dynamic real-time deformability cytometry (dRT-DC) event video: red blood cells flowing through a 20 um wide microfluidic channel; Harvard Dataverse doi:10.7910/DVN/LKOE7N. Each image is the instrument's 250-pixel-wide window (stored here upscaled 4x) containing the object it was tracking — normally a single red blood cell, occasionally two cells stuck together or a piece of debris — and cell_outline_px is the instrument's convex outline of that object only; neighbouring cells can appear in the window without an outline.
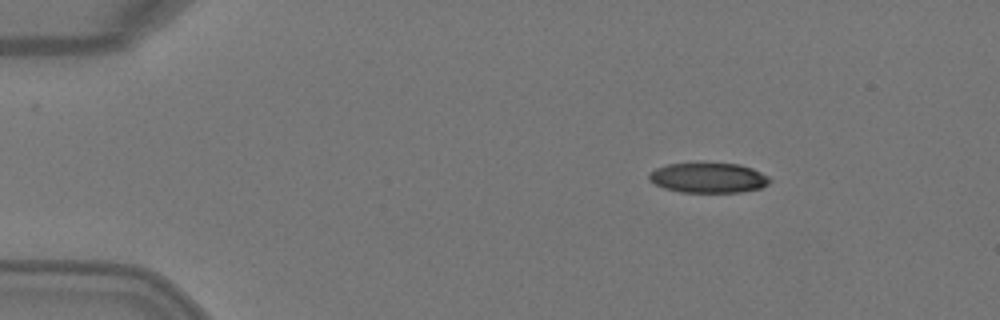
{"species": "Egyptian fruit bat (a non-hibernating species)", "species_latin": "Rousettus aegyptiacus", "temperature_condition": "warm", "stored_images_in_passage": 3, "camera_frame_rate_fps": 3000, "um_per_image_px": 0.085, "animal": {"sex": "female"}, "frame": {"image": 1, "passage_image": 1, "time_ms": 0.0, "image_size_px": [1000, 320], "cell_outline_px": [[772, 180], [768, 184], [760, 188], [740, 192], [680, 192], [664, 188], [648, 180], [648, 172], [656, 168], [668, 164], [740, 164], [752, 168], [768, 176]], "centroid_in_image_um": [60.2, 15.12], "position_along_channel_um": 24.8, "area_um2": 20.98}}